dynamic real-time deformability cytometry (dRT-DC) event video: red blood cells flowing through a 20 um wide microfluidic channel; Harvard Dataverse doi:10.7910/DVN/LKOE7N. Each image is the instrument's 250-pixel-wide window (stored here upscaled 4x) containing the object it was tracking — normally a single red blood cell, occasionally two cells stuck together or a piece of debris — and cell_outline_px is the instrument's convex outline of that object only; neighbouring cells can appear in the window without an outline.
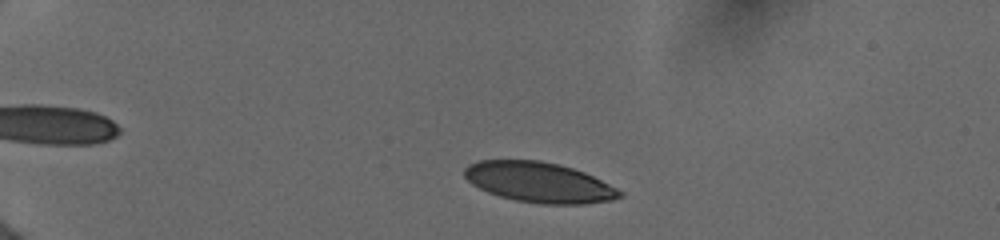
{"species": "human", "species_latin": "Homo sapiens", "temperature_condition": "cold", "stored_images_in_passage": 46, "camera_frame_rate_fps": 3000, "um_per_image_px": 0.085, "donor": {"sex": "female"}, "frame": {"image": 1, "passage_image": 10, "time_ms": 1.667, "image_size_px": [1000, 240], "cell_outline_px": [[624, 196], [612, 200], [584, 204], [540, 204], [516, 200], [500, 196], [488, 192], [472, 184], [464, 176], [464, 168], [468, 164], [476, 160], [540, 160], [572, 168], [584, 172], [624, 192]], "centroid_in_image_um": [45.81, 15.5], "position_along_channel_um": 39.2, "area_um2": 36.36}}
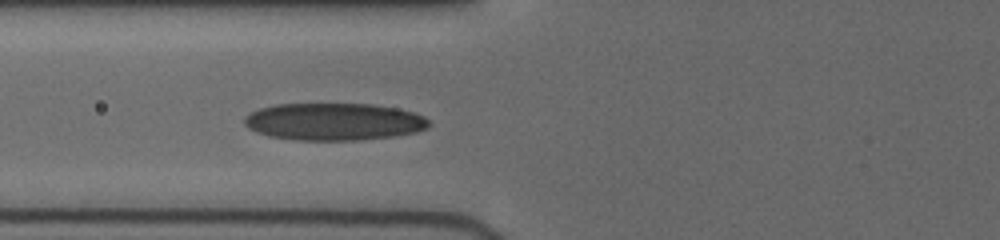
{"frame": {"image": 2, "passage_image": 31, "time_ms": 5.0, "image_size_px": [1000, 240], "cell_outline_px": [[428, 128], [416, 132], [392, 136], [356, 140], [296, 140], [268, 136], [256, 132], [248, 128], [244, 124], [244, 116], [260, 108], [276, 104], [372, 104], [396, 108], [412, 112], [424, 116], [428, 120]], "centroid_in_image_um": [28.35, 10.34], "position_along_channel_um": 97.5, "area_um2": 40.06}}
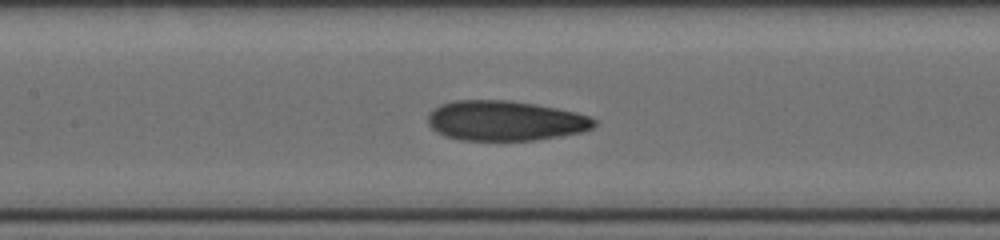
{"frame": {"image": 3, "passage_image": 41, "time_ms": 6.667, "image_size_px": [1000, 240], "cell_outline_px": [[596, 124], [592, 128], [580, 132], [560, 136], [536, 140], [460, 140], [444, 136], [436, 132], [428, 124], [428, 112], [440, 104], [452, 100], [508, 100], [536, 104], [576, 112], [588, 116], [596, 120]], "centroid_in_image_um": [42.9, 10.26], "position_along_channel_um": 164.5, "area_um2": 38.96}}